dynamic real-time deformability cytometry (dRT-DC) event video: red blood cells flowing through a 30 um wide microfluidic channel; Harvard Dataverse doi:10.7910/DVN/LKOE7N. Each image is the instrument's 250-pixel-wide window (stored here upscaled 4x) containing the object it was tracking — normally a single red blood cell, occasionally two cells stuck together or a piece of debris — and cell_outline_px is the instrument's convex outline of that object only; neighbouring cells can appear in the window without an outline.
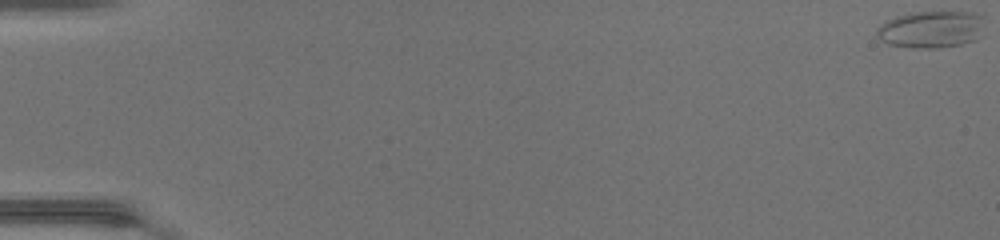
{"species": "common noctule bat (a hibernating species)", "species_latin": "Nyctalus noctula", "temperature_condition": "warm", "stored_images_in_passage": 49, "camera_frame_rate_fps": 3000, "um_per_image_px": 0.085, "animal": {"sex": "female", "body_mass_g": 17.0, "forearm_length_mm": 48.0}, "frame": {"image": 1, "passage_image": 1, "time_ms": 0.0, "image_size_px": [1000, 240], "cell_outline_px": [[984, 36], [976, 40], [960, 44], [936, 48], [912, 48], [888, 44], [880, 40], [876, 36], [876, 28], [884, 20], [896, 16], [912, 12], [972, 12], [984, 16]], "centroid_in_image_um": [79.17, 2.49], "position_along_channel_um": 5.8, "area_um2": 23.87}}
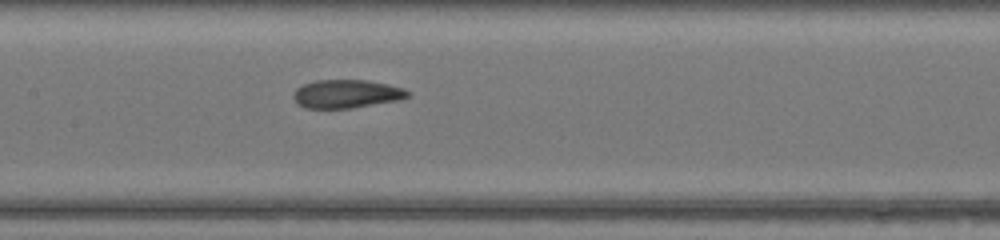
{"frame": {"image": 2, "passage_image": 26, "time_ms": 8.333, "image_size_px": [1000, 240], "cell_outline_px": [[412, 92], [408, 96], [400, 100], [352, 108], [304, 108], [296, 104], [292, 96], [296, 88], [304, 84], [316, 80], [368, 80], [388, 84], [404, 88]], "centroid_in_image_um": [29.46, 7.98], "position_along_channel_um": 177.9, "area_um2": 19.13}}
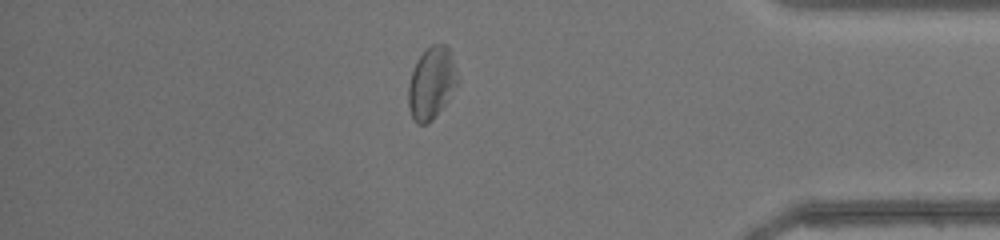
{"frame": {"image": 3, "passage_image": 43, "time_ms": 14.0, "image_size_px": [1000, 240], "cell_outline_px": [[460, 80], [444, 104], [432, 120], [428, 124], [416, 124], [412, 116], [408, 104], [408, 84], [416, 60], [432, 44], [444, 44], [448, 48]], "centroid_in_image_um": [36.67, 7.07], "position_along_channel_um": 398.5, "area_um2": 20.4}, "authors_computed_cell_mechanics": {"area_um2": 20.2878, "velocity_mm_per_s": 4.3925, "shape_relaxation_time_tau1_ms": null, "shape_relaxation_time_tau2_ms": 2.4428, "deformation_change_tau1": null, "deformation_change_tau2": 0.0805}}